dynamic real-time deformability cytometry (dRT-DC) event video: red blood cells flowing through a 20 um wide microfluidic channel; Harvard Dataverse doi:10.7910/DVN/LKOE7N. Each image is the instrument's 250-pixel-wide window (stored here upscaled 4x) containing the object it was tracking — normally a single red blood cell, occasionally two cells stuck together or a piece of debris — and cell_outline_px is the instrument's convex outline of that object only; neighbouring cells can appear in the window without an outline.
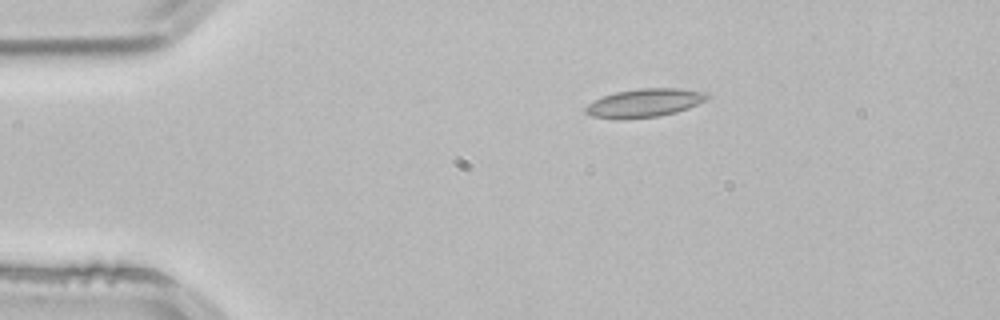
{"species": "common noctule bat (a hibernating species)", "species_latin": "Nyctalus noctula", "temperature_condition": "room temperature", "stored_images_in_passage": 2, "camera_frame_rate_fps": 3000, "um_per_image_px": 0.085, "animal": {"sex": "male", "body_mass_g": 21.5, "forearm_length_mm": 52.0}, "frame": {"image": 1, "passage_image": 1, "time_ms": 0.0, "image_size_px": [1000, 320], "cell_outline_px": [[708, 96], [704, 100], [688, 108], [676, 112], [660, 116], [624, 120], [616, 120], [592, 116], [584, 112], [584, 108], [588, 104], [604, 96], [616, 92], [640, 88], [680, 88], [708, 92]], "centroid_in_image_um": [54.75, 8.76], "position_along_channel_um": 30.2, "area_um2": 20.23}}